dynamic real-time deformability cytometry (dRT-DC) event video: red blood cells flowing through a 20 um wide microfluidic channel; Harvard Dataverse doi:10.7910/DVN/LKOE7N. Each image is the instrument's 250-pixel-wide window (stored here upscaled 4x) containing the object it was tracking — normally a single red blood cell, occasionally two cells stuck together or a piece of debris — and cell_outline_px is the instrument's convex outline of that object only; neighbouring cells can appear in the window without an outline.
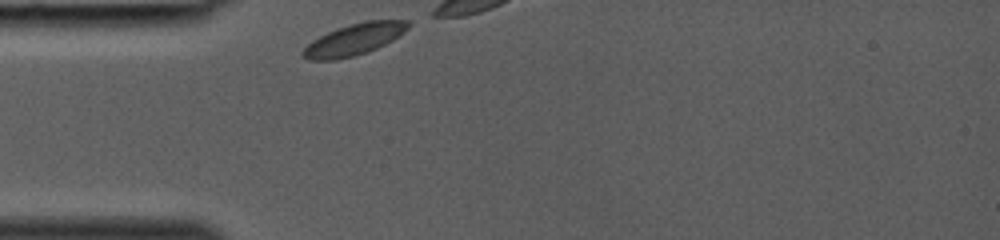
{"species": "common noctule bat (a hibernating species)", "species_latin": "Nyctalus noctula", "temperature_condition": "room temperature", "stored_images_in_passage": 5, "camera_frame_rate_fps": 3000, "um_per_image_px": 0.085, "animal": {"sex": "female", "body_mass_g": 19.0, "forearm_length_mm": 53.3}, "frame": {"image": 1, "passage_image": 1, "time_ms": 0.0, "image_size_px": [1000, 240], "cell_outline_px": [[412, 24], [404, 32], [392, 40], [368, 52], [336, 60], [308, 60], [300, 52], [312, 40], [328, 32], [348, 24], [368, 20], [412, 20]], "centroid_in_image_um": [30.12, 3.34], "position_along_channel_um": 54.9, "area_um2": 19.31}}